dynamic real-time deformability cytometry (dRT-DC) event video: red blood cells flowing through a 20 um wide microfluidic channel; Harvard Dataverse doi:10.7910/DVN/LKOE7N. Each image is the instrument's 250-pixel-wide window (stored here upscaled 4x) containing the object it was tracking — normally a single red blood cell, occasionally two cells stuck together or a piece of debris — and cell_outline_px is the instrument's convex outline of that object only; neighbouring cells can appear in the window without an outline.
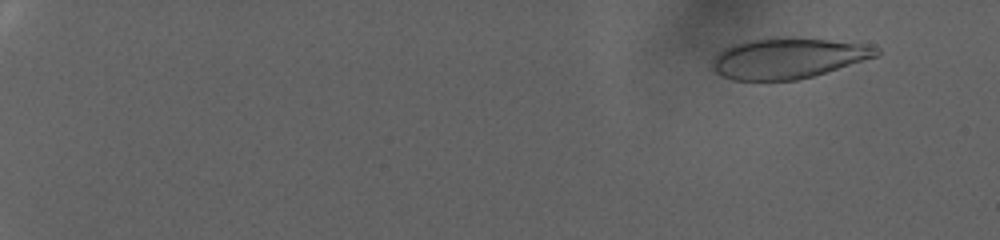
{"species": "human", "species_latin": "Homo sapiens", "temperature_condition": "warm", "stored_images_in_passage": 79, "camera_frame_rate_fps": 3000, "um_per_image_px": 0.085, "donor": {"sex": "female"}, "frame": {"image": 1, "passage_image": 8, "time_ms": 2.333, "image_size_px": [1000, 240], "cell_outline_px": [[880, 56], [812, 76], [796, 80], [732, 80], [716, 72], [712, 68], [712, 60], [724, 48], [732, 44], [748, 40], [776, 36], [788, 36], [872, 44], [880, 48]], "centroid_in_image_um": [67.03, 4.92], "position_along_channel_um": 18.0, "area_um2": 39.3}}
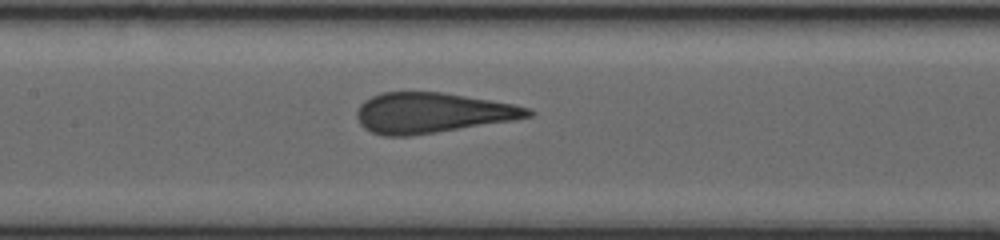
{"frame": {"image": 2, "passage_image": 45, "time_ms": 14.667, "image_size_px": [1000, 240], "cell_outline_px": [[536, 112], [532, 116], [512, 120], [436, 132], [408, 136], [384, 136], [372, 132], [364, 128], [360, 124], [356, 116], [356, 112], [360, 104], [364, 100], [380, 92], [440, 92], [512, 104], [532, 108]], "centroid_in_image_um": [36.7, 9.59], "position_along_channel_um": 170.7, "area_um2": 39.94}}
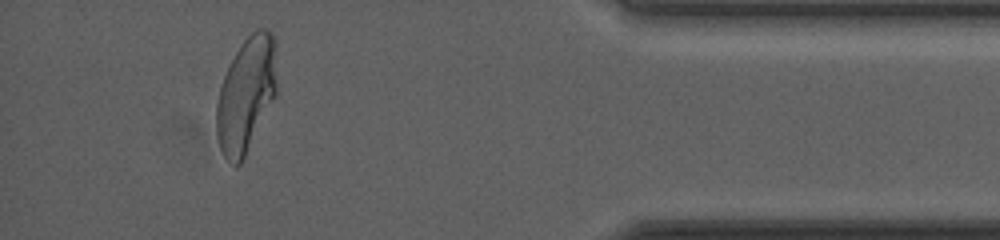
{"frame": {"image": 3, "passage_image": 74, "time_ms": 24.333, "image_size_px": [1000, 240], "cell_outline_px": [[276, 96], [244, 160], [236, 168], [224, 156], [220, 148], [216, 136], [216, 104], [220, 88], [224, 76], [240, 44], [256, 28], [268, 28], [272, 32], [276, 40]], "centroid_in_image_um": [20.94, 8.05], "position_along_channel_um": 414.3, "area_um2": 41.04}, "authors_computed_cell_mechanics": {"area_um2": 40.1132, "velocity_mm_per_s": 2.8587, "shape_relaxation_time_tau1_ms": 8.108, "shape_relaxation_time_tau2_ms": null, "deformation_change_tau1": 0.2446, "deformation_change_tau2": null}}